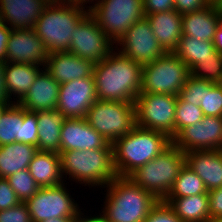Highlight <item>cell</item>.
<instances>
[{
	"label": "cell",
	"instance_id": "cell-1",
	"mask_svg": "<svg viewBox=\"0 0 222 222\" xmlns=\"http://www.w3.org/2000/svg\"><path fill=\"white\" fill-rule=\"evenodd\" d=\"M142 67L118 51L96 63L93 76L97 100L134 103L141 92Z\"/></svg>",
	"mask_w": 222,
	"mask_h": 222
},
{
	"label": "cell",
	"instance_id": "cell-2",
	"mask_svg": "<svg viewBox=\"0 0 222 222\" xmlns=\"http://www.w3.org/2000/svg\"><path fill=\"white\" fill-rule=\"evenodd\" d=\"M171 144L172 139L167 134L135 126L112 143L113 164L117 176L128 177Z\"/></svg>",
	"mask_w": 222,
	"mask_h": 222
},
{
	"label": "cell",
	"instance_id": "cell-3",
	"mask_svg": "<svg viewBox=\"0 0 222 222\" xmlns=\"http://www.w3.org/2000/svg\"><path fill=\"white\" fill-rule=\"evenodd\" d=\"M103 188L107 192L101 214L109 222H144L158 202L157 198L129 177L116 176Z\"/></svg>",
	"mask_w": 222,
	"mask_h": 222
},
{
	"label": "cell",
	"instance_id": "cell-4",
	"mask_svg": "<svg viewBox=\"0 0 222 222\" xmlns=\"http://www.w3.org/2000/svg\"><path fill=\"white\" fill-rule=\"evenodd\" d=\"M59 156L63 178L68 175L83 186L103 188L117 176L110 142L104 148L63 151Z\"/></svg>",
	"mask_w": 222,
	"mask_h": 222
},
{
	"label": "cell",
	"instance_id": "cell-5",
	"mask_svg": "<svg viewBox=\"0 0 222 222\" xmlns=\"http://www.w3.org/2000/svg\"><path fill=\"white\" fill-rule=\"evenodd\" d=\"M88 13L85 7L55 0L45 7L33 30L49 54L68 51L75 27Z\"/></svg>",
	"mask_w": 222,
	"mask_h": 222
},
{
	"label": "cell",
	"instance_id": "cell-6",
	"mask_svg": "<svg viewBox=\"0 0 222 222\" xmlns=\"http://www.w3.org/2000/svg\"><path fill=\"white\" fill-rule=\"evenodd\" d=\"M185 163V153L172 143L128 177L158 200H164Z\"/></svg>",
	"mask_w": 222,
	"mask_h": 222
},
{
	"label": "cell",
	"instance_id": "cell-7",
	"mask_svg": "<svg viewBox=\"0 0 222 222\" xmlns=\"http://www.w3.org/2000/svg\"><path fill=\"white\" fill-rule=\"evenodd\" d=\"M190 70L174 53L168 52L142 67L140 93L179 95L185 85Z\"/></svg>",
	"mask_w": 222,
	"mask_h": 222
},
{
	"label": "cell",
	"instance_id": "cell-8",
	"mask_svg": "<svg viewBox=\"0 0 222 222\" xmlns=\"http://www.w3.org/2000/svg\"><path fill=\"white\" fill-rule=\"evenodd\" d=\"M85 118L92 128L113 143L136 126L135 104L97 100Z\"/></svg>",
	"mask_w": 222,
	"mask_h": 222
},
{
	"label": "cell",
	"instance_id": "cell-9",
	"mask_svg": "<svg viewBox=\"0 0 222 222\" xmlns=\"http://www.w3.org/2000/svg\"><path fill=\"white\" fill-rule=\"evenodd\" d=\"M89 13L115 44L135 23L145 17L143 0H98Z\"/></svg>",
	"mask_w": 222,
	"mask_h": 222
},
{
	"label": "cell",
	"instance_id": "cell-10",
	"mask_svg": "<svg viewBox=\"0 0 222 222\" xmlns=\"http://www.w3.org/2000/svg\"><path fill=\"white\" fill-rule=\"evenodd\" d=\"M177 95L140 93L134 102L136 126L175 137Z\"/></svg>",
	"mask_w": 222,
	"mask_h": 222
},
{
	"label": "cell",
	"instance_id": "cell-11",
	"mask_svg": "<svg viewBox=\"0 0 222 222\" xmlns=\"http://www.w3.org/2000/svg\"><path fill=\"white\" fill-rule=\"evenodd\" d=\"M65 186L63 183L55 187H40L36 194L24 202L32 222L81 215L82 208L80 209Z\"/></svg>",
	"mask_w": 222,
	"mask_h": 222
},
{
	"label": "cell",
	"instance_id": "cell-12",
	"mask_svg": "<svg viewBox=\"0 0 222 222\" xmlns=\"http://www.w3.org/2000/svg\"><path fill=\"white\" fill-rule=\"evenodd\" d=\"M69 52L90 60L101 62L114 51V42L105 35L95 18L88 13L75 27Z\"/></svg>",
	"mask_w": 222,
	"mask_h": 222
},
{
	"label": "cell",
	"instance_id": "cell-13",
	"mask_svg": "<svg viewBox=\"0 0 222 222\" xmlns=\"http://www.w3.org/2000/svg\"><path fill=\"white\" fill-rule=\"evenodd\" d=\"M115 45V50L120 54L142 65L153 62L165 53L151 30L150 22L146 17L135 22Z\"/></svg>",
	"mask_w": 222,
	"mask_h": 222
},
{
	"label": "cell",
	"instance_id": "cell-14",
	"mask_svg": "<svg viewBox=\"0 0 222 222\" xmlns=\"http://www.w3.org/2000/svg\"><path fill=\"white\" fill-rule=\"evenodd\" d=\"M172 143L182 152L222 150V117L204 116L183 128Z\"/></svg>",
	"mask_w": 222,
	"mask_h": 222
},
{
	"label": "cell",
	"instance_id": "cell-15",
	"mask_svg": "<svg viewBox=\"0 0 222 222\" xmlns=\"http://www.w3.org/2000/svg\"><path fill=\"white\" fill-rule=\"evenodd\" d=\"M96 101V86L92 75L61 83L57 110L66 118H83Z\"/></svg>",
	"mask_w": 222,
	"mask_h": 222
},
{
	"label": "cell",
	"instance_id": "cell-16",
	"mask_svg": "<svg viewBox=\"0 0 222 222\" xmlns=\"http://www.w3.org/2000/svg\"><path fill=\"white\" fill-rule=\"evenodd\" d=\"M49 53L33 28L11 29L6 62L44 66Z\"/></svg>",
	"mask_w": 222,
	"mask_h": 222
},
{
	"label": "cell",
	"instance_id": "cell-17",
	"mask_svg": "<svg viewBox=\"0 0 222 222\" xmlns=\"http://www.w3.org/2000/svg\"><path fill=\"white\" fill-rule=\"evenodd\" d=\"M109 142L92 128L86 118H66L60 136V153L104 148Z\"/></svg>",
	"mask_w": 222,
	"mask_h": 222
},
{
	"label": "cell",
	"instance_id": "cell-18",
	"mask_svg": "<svg viewBox=\"0 0 222 222\" xmlns=\"http://www.w3.org/2000/svg\"><path fill=\"white\" fill-rule=\"evenodd\" d=\"M94 63L82 59L72 52L63 51L49 54L44 68L59 83L93 75Z\"/></svg>",
	"mask_w": 222,
	"mask_h": 222
},
{
	"label": "cell",
	"instance_id": "cell-19",
	"mask_svg": "<svg viewBox=\"0 0 222 222\" xmlns=\"http://www.w3.org/2000/svg\"><path fill=\"white\" fill-rule=\"evenodd\" d=\"M49 0H0L1 20L11 29L33 28Z\"/></svg>",
	"mask_w": 222,
	"mask_h": 222
},
{
	"label": "cell",
	"instance_id": "cell-20",
	"mask_svg": "<svg viewBox=\"0 0 222 222\" xmlns=\"http://www.w3.org/2000/svg\"><path fill=\"white\" fill-rule=\"evenodd\" d=\"M59 90L60 84L43 68L18 104L29 112L57 110Z\"/></svg>",
	"mask_w": 222,
	"mask_h": 222
},
{
	"label": "cell",
	"instance_id": "cell-21",
	"mask_svg": "<svg viewBox=\"0 0 222 222\" xmlns=\"http://www.w3.org/2000/svg\"><path fill=\"white\" fill-rule=\"evenodd\" d=\"M221 21L222 6L215 4L200 11L182 14V35L213 42Z\"/></svg>",
	"mask_w": 222,
	"mask_h": 222
},
{
	"label": "cell",
	"instance_id": "cell-22",
	"mask_svg": "<svg viewBox=\"0 0 222 222\" xmlns=\"http://www.w3.org/2000/svg\"><path fill=\"white\" fill-rule=\"evenodd\" d=\"M186 164L203 180L209 192L222 187V150L190 151Z\"/></svg>",
	"mask_w": 222,
	"mask_h": 222
},
{
	"label": "cell",
	"instance_id": "cell-23",
	"mask_svg": "<svg viewBox=\"0 0 222 222\" xmlns=\"http://www.w3.org/2000/svg\"><path fill=\"white\" fill-rule=\"evenodd\" d=\"M164 52H174L182 37V14L175 9L145 16Z\"/></svg>",
	"mask_w": 222,
	"mask_h": 222
},
{
	"label": "cell",
	"instance_id": "cell-24",
	"mask_svg": "<svg viewBox=\"0 0 222 222\" xmlns=\"http://www.w3.org/2000/svg\"><path fill=\"white\" fill-rule=\"evenodd\" d=\"M39 67L44 68V66L35 64L5 62L4 75L7 92L10 99H14V103H19L28 93L38 74L43 70ZM11 96L16 98L12 99Z\"/></svg>",
	"mask_w": 222,
	"mask_h": 222
},
{
	"label": "cell",
	"instance_id": "cell-25",
	"mask_svg": "<svg viewBox=\"0 0 222 222\" xmlns=\"http://www.w3.org/2000/svg\"><path fill=\"white\" fill-rule=\"evenodd\" d=\"M28 171L39 187H55L65 183L58 153L38 150L28 165Z\"/></svg>",
	"mask_w": 222,
	"mask_h": 222
},
{
	"label": "cell",
	"instance_id": "cell-26",
	"mask_svg": "<svg viewBox=\"0 0 222 222\" xmlns=\"http://www.w3.org/2000/svg\"><path fill=\"white\" fill-rule=\"evenodd\" d=\"M38 124V150L60 154L61 129L66 117L61 111L36 112Z\"/></svg>",
	"mask_w": 222,
	"mask_h": 222
},
{
	"label": "cell",
	"instance_id": "cell-27",
	"mask_svg": "<svg viewBox=\"0 0 222 222\" xmlns=\"http://www.w3.org/2000/svg\"><path fill=\"white\" fill-rule=\"evenodd\" d=\"M38 152L35 145L14 142L0 146V178L28 169V165Z\"/></svg>",
	"mask_w": 222,
	"mask_h": 222
},
{
	"label": "cell",
	"instance_id": "cell-28",
	"mask_svg": "<svg viewBox=\"0 0 222 222\" xmlns=\"http://www.w3.org/2000/svg\"><path fill=\"white\" fill-rule=\"evenodd\" d=\"M182 222H207L210 219L208 194L181 198H165Z\"/></svg>",
	"mask_w": 222,
	"mask_h": 222
},
{
	"label": "cell",
	"instance_id": "cell-29",
	"mask_svg": "<svg viewBox=\"0 0 222 222\" xmlns=\"http://www.w3.org/2000/svg\"><path fill=\"white\" fill-rule=\"evenodd\" d=\"M216 51L211 41L197 40L191 36L182 35L174 53L191 70L200 61L213 58Z\"/></svg>",
	"mask_w": 222,
	"mask_h": 222
},
{
	"label": "cell",
	"instance_id": "cell-30",
	"mask_svg": "<svg viewBox=\"0 0 222 222\" xmlns=\"http://www.w3.org/2000/svg\"><path fill=\"white\" fill-rule=\"evenodd\" d=\"M208 194L203 180L185 163L165 198H181Z\"/></svg>",
	"mask_w": 222,
	"mask_h": 222
},
{
	"label": "cell",
	"instance_id": "cell-31",
	"mask_svg": "<svg viewBox=\"0 0 222 222\" xmlns=\"http://www.w3.org/2000/svg\"><path fill=\"white\" fill-rule=\"evenodd\" d=\"M23 123V108L11 104L0 117V146L20 142V125Z\"/></svg>",
	"mask_w": 222,
	"mask_h": 222
},
{
	"label": "cell",
	"instance_id": "cell-32",
	"mask_svg": "<svg viewBox=\"0 0 222 222\" xmlns=\"http://www.w3.org/2000/svg\"><path fill=\"white\" fill-rule=\"evenodd\" d=\"M20 202H25L31 198L40 189L34 178L30 175L28 169L18 172L6 178Z\"/></svg>",
	"mask_w": 222,
	"mask_h": 222
},
{
	"label": "cell",
	"instance_id": "cell-33",
	"mask_svg": "<svg viewBox=\"0 0 222 222\" xmlns=\"http://www.w3.org/2000/svg\"><path fill=\"white\" fill-rule=\"evenodd\" d=\"M221 74L222 54L218 51L213 54V58L200 61L190 70V75L192 77L212 83H217Z\"/></svg>",
	"mask_w": 222,
	"mask_h": 222
},
{
	"label": "cell",
	"instance_id": "cell-34",
	"mask_svg": "<svg viewBox=\"0 0 222 222\" xmlns=\"http://www.w3.org/2000/svg\"><path fill=\"white\" fill-rule=\"evenodd\" d=\"M204 117L200 107L183 101L179 96L175 112V136L185 127L201 121Z\"/></svg>",
	"mask_w": 222,
	"mask_h": 222
},
{
	"label": "cell",
	"instance_id": "cell-35",
	"mask_svg": "<svg viewBox=\"0 0 222 222\" xmlns=\"http://www.w3.org/2000/svg\"><path fill=\"white\" fill-rule=\"evenodd\" d=\"M200 108L204 116L222 117V89L216 83H211L207 89H203Z\"/></svg>",
	"mask_w": 222,
	"mask_h": 222
},
{
	"label": "cell",
	"instance_id": "cell-36",
	"mask_svg": "<svg viewBox=\"0 0 222 222\" xmlns=\"http://www.w3.org/2000/svg\"><path fill=\"white\" fill-rule=\"evenodd\" d=\"M211 83L212 82L197 79L190 75L178 96L183 101L200 107V104L202 103L203 89H207Z\"/></svg>",
	"mask_w": 222,
	"mask_h": 222
},
{
	"label": "cell",
	"instance_id": "cell-37",
	"mask_svg": "<svg viewBox=\"0 0 222 222\" xmlns=\"http://www.w3.org/2000/svg\"><path fill=\"white\" fill-rule=\"evenodd\" d=\"M38 131L36 112H29L23 108V123L20 125V142L37 146Z\"/></svg>",
	"mask_w": 222,
	"mask_h": 222
},
{
	"label": "cell",
	"instance_id": "cell-38",
	"mask_svg": "<svg viewBox=\"0 0 222 222\" xmlns=\"http://www.w3.org/2000/svg\"><path fill=\"white\" fill-rule=\"evenodd\" d=\"M144 222H182V221L166 202H164L163 200H158V202L151 208Z\"/></svg>",
	"mask_w": 222,
	"mask_h": 222
},
{
	"label": "cell",
	"instance_id": "cell-39",
	"mask_svg": "<svg viewBox=\"0 0 222 222\" xmlns=\"http://www.w3.org/2000/svg\"><path fill=\"white\" fill-rule=\"evenodd\" d=\"M0 222H32L27 205L20 202L17 206L0 210Z\"/></svg>",
	"mask_w": 222,
	"mask_h": 222
},
{
	"label": "cell",
	"instance_id": "cell-40",
	"mask_svg": "<svg viewBox=\"0 0 222 222\" xmlns=\"http://www.w3.org/2000/svg\"><path fill=\"white\" fill-rule=\"evenodd\" d=\"M19 203L20 200L6 178H0V210L15 207Z\"/></svg>",
	"mask_w": 222,
	"mask_h": 222
},
{
	"label": "cell",
	"instance_id": "cell-41",
	"mask_svg": "<svg viewBox=\"0 0 222 222\" xmlns=\"http://www.w3.org/2000/svg\"><path fill=\"white\" fill-rule=\"evenodd\" d=\"M174 9V0H143V12L145 16Z\"/></svg>",
	"mask_w": 222,
	"mask_h": 222
},
{
	"label": "cell",
	"instance_id": "cell-42",
	"mask_svg": "<svg viewBox=\"0 0 222 222\" xmlns=\"http://www.w3.org/2000/svg\"><path fill=\"white\" fill-rule=\"evenodd\" d=\"M175 10L180 14L200 11L210 3L207 0H174Z\"/></svg>",
	"mask_w": 222,
	"mask_h": 222
},
{
	"label": "cell",
	"instance_id": "cell-43",
	"mask_svg": "<svg viewBox=\"0 0 222 222\" xmlns=\"http://www.w3.org/2000/svg\"><path fill=\"white\" fill-rule=\"evenodd\" d=\"M210 218H222V187L208 192Z\"/></svg>",
	"mask_w": 222,
	"mask_h": 222
},
{
	"label": "cell",
	"instance_id": "cell-44",
	"mask_svg": "<svg viewBox=\"0 0 222 222\" xmlns=\"http://www.w3.org/2000/svg\"><path fill=\"white\" fill-rule=\"evenodd\" d=\"M11 34V28L5 25L3 22L0 23V61L6 62V49L9 36Z\"/></svg>",
	"mask_w": 222,
	"mask_h": 222
},
{
	"label": "cell",
	"instance_id": "cell-45",
	"mask_svg": "<svg viewBox=\"0 0 222 222\" xmlns=\"http://www.w3.org/2000/svg\"><path fill=\"white\" fill-rule=\"evenodd\" d=\"M5 62L0 61V101L13 102L7 92L6 80L4 75Z\"/></svg>",
	"mask_w": 222,
	"mask_h": 222
},
{
	"label": "cell",
	"instance_id": "cell-46",
	"mask_svg": "<svg viewBox=\"0 0 222 222\" xmlns=\"http://www.w3.org/2000/svg\"><path fill=\"white\" fill-rule=\"evenodd\" d=\"M83 215L84 213L82 212L81 215L74 220V222H109L101 213H99L97 216Z\"/></svg>",
	"mask_w": 222,
	"mask_h": 222
},
{
	"label": "cell",
	"instance_id": "cell-47",
	"mask_svg": "<svg viewBox=\"0 0 222 222\" xmlns=\"http://www.w3.org/2000/svg\"><path fill=\"white\" fill-rule=\"evenodd\" d=\"M215 49L222 54V21L216 29L215 38H214Z\"/></svg>",
	"mask_w": 222,
	"mask_h": 222
},
{
	"label": "cell",
	"instance_id": "cell-48",
	"mask_svg": "<svg viewBox=\"0 0 222 222\" xmlns=\"http://www.w3.org/2000/svg\"><path fill=\"white\" fill-rule=\"evenodd\" d=\"M61 1L71 3V4H74V5H79V6H82V7H86L87 9H89V6L88 5L86 6V4L89 3V5H90V2H91V4L93 3L92 6H94V4H96L98 2V0H61Z\"/></svg>",
	"mask_w": 222,
	"mask_h": 222
},
{
	"label": "cell",
	"instance_id": "cell-49",
	"mask_svg": "<svg viewBox=\"0 0 222 222\" xmlns=\"http://www.w3.org/2000/svg\"><path fill=\"white\" fill-rule=\"evenodd\" d=\"M78 217H62V218H50L48 220H44L42 222H74V220Z\"/></svg>",
	"mask_w": 222,
	"mask_h": 222
},
{
	"label": "cell",
	"instance_id": "cell-50",
	"mask_svg": "<svg viewBox=\"0 0 222 222\" xmlns=\"http://www.w3.org/2000/svg\"><path fill=\"white\" fill-rule=\"evenodd\" d=\"M14 102H2L0 101V117L5 112V110Z\"/></svg>",
	"mask_w": 222,
	"mask_h": 222
},
{
	"label": "cell",
	"instance_id": "cell-51",
	"mask_svg": "<svg viewBox=\"0 0 222 222\" xmlns=\"http://www.w3.org/2000/svg\"><path fill=\"white\" fill-rule=\"evenodd\" d=\"M210 4L222 6V0H207Z\"/></svg>",
	"mask_w": 222,
	"mask_h": 222
},
{
	"label": "cell",
	"instance_id": "cell-52",
	"mask_svg": "<svg viewBox=\"0 0 222 222\" xmlns=\"http://www.w3.org/2000/svg\"><path fill=\"white\" fill-rule=\"evenodd\" d=\"M207 222H222V218H210Z\"/></svg>",
	"mask_w": 222,
	"mask_h": 222
},
{
	"label": "cell",
	"instance_id": "cell-53",
	"mask_svg": "<svg viewBox=\"0 0 222 222\" xmlns=\"http://www.w3.org/2000/svg\"><path fill=\"white\" fill-rule=\"evenodd\" d=\"M216 84L222 89V74L220 75V79Z\"/></svg>",
	"mask_w": 222,
	"mask_h": 222
}]
</instances>
